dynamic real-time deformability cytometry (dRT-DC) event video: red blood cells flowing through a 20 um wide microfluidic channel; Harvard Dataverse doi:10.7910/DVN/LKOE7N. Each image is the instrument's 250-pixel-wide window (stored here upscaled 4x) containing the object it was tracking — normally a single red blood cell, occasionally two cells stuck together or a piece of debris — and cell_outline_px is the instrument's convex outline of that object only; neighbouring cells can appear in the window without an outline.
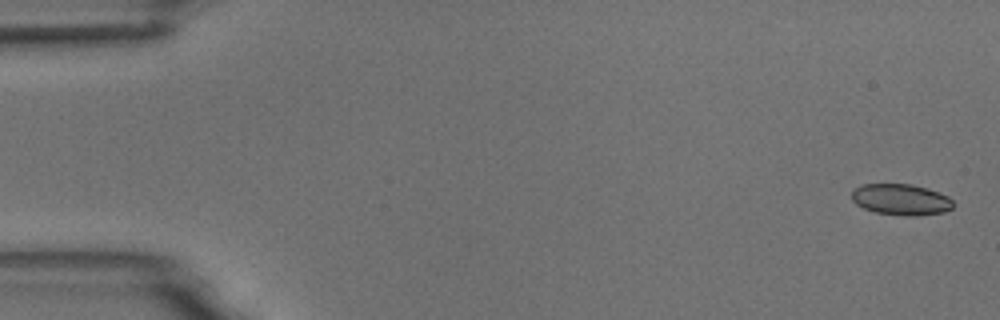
{"species": "common noctule bat (a hibernating species)", "species_latin": "Nyctalus noctula", "temperature_condition": "room temperature", "stored_images_in_passage": 5, "camera_frame_rate_fps": 3000, "um_per_image_px": 0.085, "animal": {"sex": "male", "body_mass_g": 18.8}, "frame": {"image": 1, "passage_image": 1, "time_ms": 0.0, "image_size_px": [1000, 320], "cell_outline_px": [[952, 208], [944, 212], [916, 216], [908, 216], [876, 212], [864, 208], [856, 204], [852, 200], [852, 188], [860, 184], [912, 184], [928, 188], [948, 196], [952, 200]], "centroid_in_image_um": [76.56, 16.95], "position_along_channel_um": 8.4, "area_um2": 18.5}}
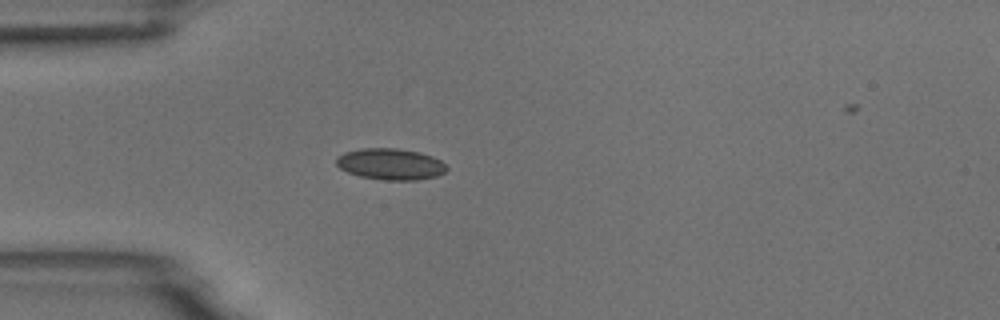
{"frame": {"image": 2, "passage_image": 5, "time_ms": 4.667, "image_size_px": [1000, 320], "cell_outline_px": [[448, 168], [444, 172], [436, 176], [416, 180], [384, 180], [360, 176], [348, 172], [340, 168], [336, 164], [336, 156], [344, 152], [360, 148], [396, 148], [420, 152], [432, 156], [440, 160]], "centroid_in_image_um": [33.17, 13.94], "position_along_channel_um": 51.8, "area_um2": 20.17}}